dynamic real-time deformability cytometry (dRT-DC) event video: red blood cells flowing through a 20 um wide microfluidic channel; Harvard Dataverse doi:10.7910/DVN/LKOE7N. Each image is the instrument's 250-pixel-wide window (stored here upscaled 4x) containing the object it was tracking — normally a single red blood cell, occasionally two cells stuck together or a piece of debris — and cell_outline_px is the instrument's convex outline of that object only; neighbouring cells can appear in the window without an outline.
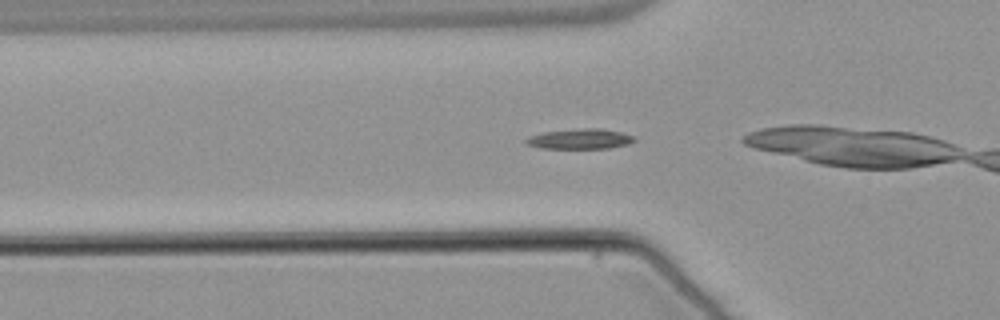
{"species": "common noctule bat (a hibernating species)", "species_latin": "Nyctalus noctula", "temperature_condition": "warm", "stored_images_in_passage": 37, "camera_frame_rate_fps": 3000, "um_per_image_px": 0.085, "animal": {"sex": "male", "body_mass_g": 21.5, "forearm_length_mm": 52.0}, "frame": {"image": 1, "passage_image": 13, "time_ms": 4.0, "image_size_px": [1000, 320], "cell_outline_px": [[636, 140], [628, 144], [608, 148], [540, 148], [524, 144], [524, 140], [532, 136], [544, 132], [580, 128], [600, 128], [620, 132], [632, 136]], "centroid_in_image_um": [49.28, 11.81], "position_along_channel_um": 76.5, "area_um2": 12.6}}
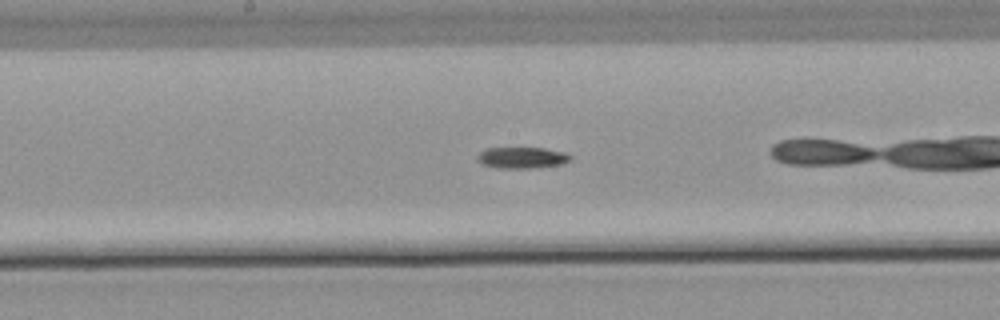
{"frame": {"image": 2, "passage_image": 23, "time_ms": 7.333, "image_size_px": [1000, 320], "cell_outline_px": [[572, 156], [568, 160], [560, 164], [528, 168], [504, 168], [480, 164], [476, 156], [480, 152], [488, 148], [544, 148], [564, 152]], "centroid_in_image_um": [44.33, 13.39], "position_along_channel_um": 203.9, "area_um2": 11.27}}